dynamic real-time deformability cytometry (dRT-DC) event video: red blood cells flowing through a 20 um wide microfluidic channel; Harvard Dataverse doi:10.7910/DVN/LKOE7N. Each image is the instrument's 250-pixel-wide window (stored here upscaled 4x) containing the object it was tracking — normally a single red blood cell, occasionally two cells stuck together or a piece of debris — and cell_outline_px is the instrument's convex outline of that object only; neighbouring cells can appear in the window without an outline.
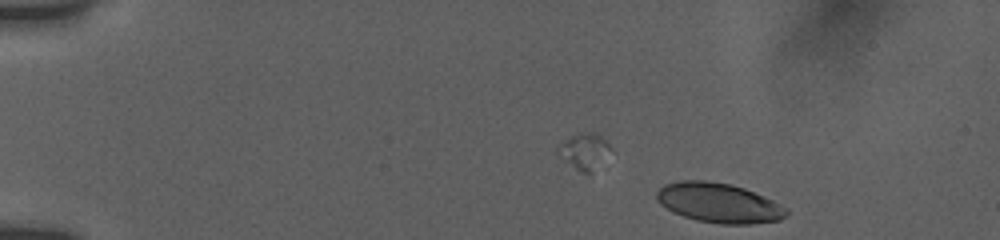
{"species": "human", "species_latin": "Homo sapiens", "temperature_condition": "room temperature", "stored_images_in_passage": 66, "camera_frame_rate_fps": 3000, "um_per_image_px": 0.085, "donor": {"sex": "female"}, "frame": {"image": 1, "passage_image": 1, "time_ms": 0.0, "image_size_px": [1000, 240], "cell_outline_px": [[788, 212], [780, 220], [748, 224], [720, 224], [696, 220], [684, 216], [660, 204], [656, 196], [656, 192], [664, 184], [680, 180], [704, 180], [732, 184], [744, 188], [764, 196], [788, 208]], "centroid_in_image_um": [61.11, 17.23], "position_along_channel_um": 23.9, "area_um2": 29.88}}
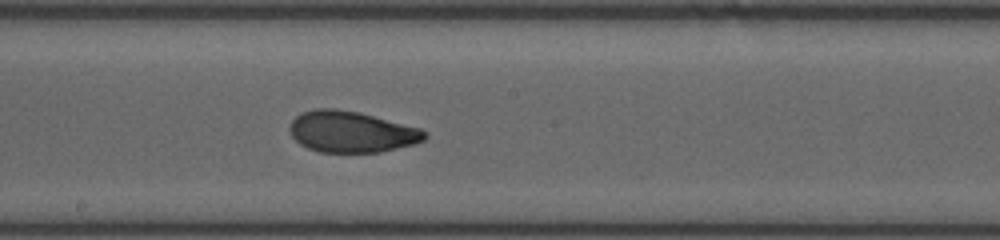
{"frame": {"image": 2, "passage_image": 38, "time_ms": 8.0, "image_size_px": [1000, 240], "cell_outline_px": [[428, 136], [424, 140], [412, 144], [380, 152], [320, 152], [308, 148], [300, 144], [292, 136], [288, 128], [292, 120], [296, 116], [304, 112], [316, 108], [336, 108], [360, 112], [420, 128], [428, 132]], "centroid_in_image_um": [29.87, 11.19], "position_along_channel_um": 218.3, "area_um2": 32.43}}
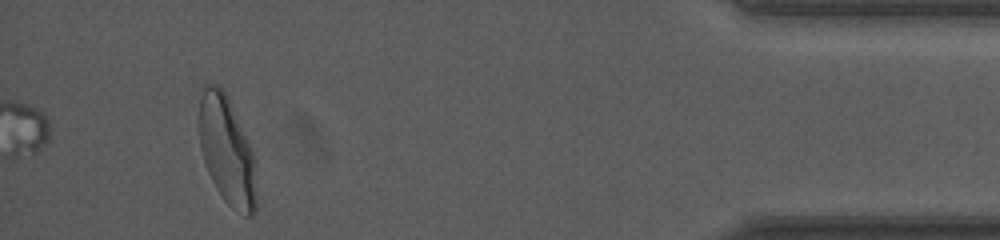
{"frame": {"image": 3, "passage_image": 66, "time_ms": 14.667, "image_size_px": [1000, 240], "cell_outline_px": [[256, 212], [252, 216], [244, 216], [232, 208], [224, 200], [216, 188], [208, 172], [200, 148], [200, 100], [204, 84], [216, 84], [224, 88], [256, 160]], "centroid_in_image_um": [19.31, 12.84], "position_along_channel_um": 415.9, "area_um2": 36.13}, "authors_computed_cell_mechanics": {"area_um2": 31.212, "velocity_mm_per_s": 3.7845, "shape_relaxation_time_tau1_ms": 5.7132, "shape_relaxation_time_tau2_ms": 1.282, "deformation_change_tau1": 0.1953, "deformation_change_tau2": 0.0575}}